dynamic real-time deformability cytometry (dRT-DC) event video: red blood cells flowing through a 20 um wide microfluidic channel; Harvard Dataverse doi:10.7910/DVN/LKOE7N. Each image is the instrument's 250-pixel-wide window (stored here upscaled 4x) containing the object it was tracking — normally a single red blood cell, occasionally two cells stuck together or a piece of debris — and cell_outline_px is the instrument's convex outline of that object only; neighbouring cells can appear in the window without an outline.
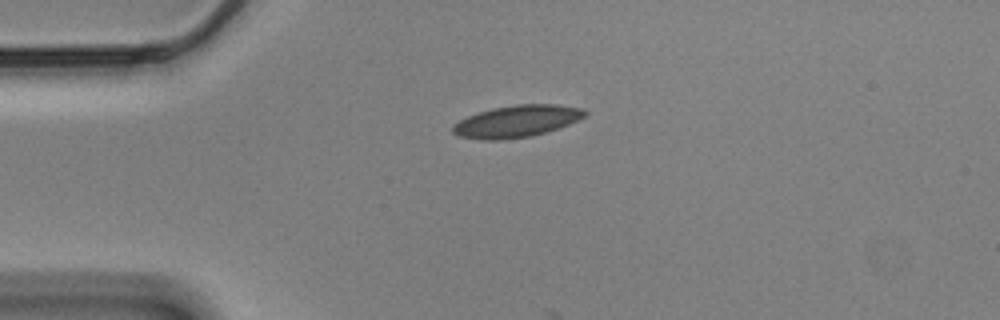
{"species": "Egyptian fruit bat (a non-hibernating species)", "species_latin": "Rousettus aegyptiacus", "temperature_condition": "cold", "stored_images_in_passage": 6, "camera_frame_rate_fps": 3000, "um_per_image_px": 0.085, "animal": {"sex": "male"}, "frame": {"image": 1, "passage_image": 1, "time_ms": 0.0, "image_size_px": [1000, 320], "cell_outline_px": [[588, 112], [584, 116], [568, 124], [532, 136], [500, 140], [484, 140], [460, 136], [452, 132], [452, 124], [468, 116], [492, 108], [516, 104], [556, 104], [580, 108]], "centroid_in_image_um": [43.88, 10.3], "position_along_channel_um": 41.1, "area_um2": 24.28}}